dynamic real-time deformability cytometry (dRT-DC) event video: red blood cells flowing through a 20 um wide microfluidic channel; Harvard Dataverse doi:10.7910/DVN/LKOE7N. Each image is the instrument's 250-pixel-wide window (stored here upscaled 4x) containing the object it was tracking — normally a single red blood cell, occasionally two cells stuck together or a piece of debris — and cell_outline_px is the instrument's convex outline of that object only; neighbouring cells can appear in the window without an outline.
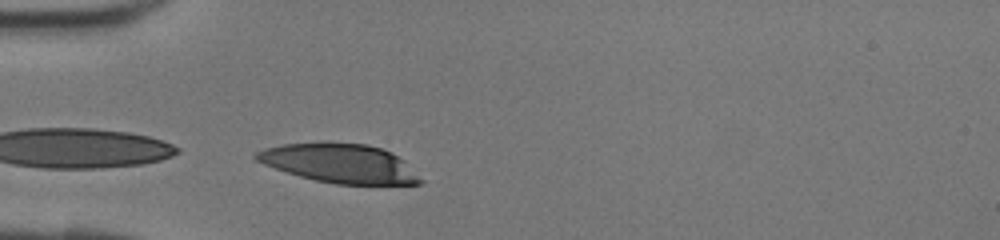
{"species": "human", "species_latin": "Homo sapiens", "temperature_condition": "room temperature", "stored_images_in_passage": 5, "camera_frame_rate_fps": 3000, "um_per_image_px": 0.085, "donor": {"sex": "female"}, "frame": {"image": 1, "passage_image": 5, "time_ms": 1.333, "image_size_px": [1000, 240], "cell_outline_px": [[424, 180], [420, 184], [336, 184], [316, 180], [300, 176], [264, 164], [256, 160], [252, 156], [256, 152], [264, 148], [280, 144], [368, 144], [392, 152], [404, 160]], "centroid_in_image_um": [28.91, 13.9], "position_along_channel_um": 56.1, "area_um2": 36.65}}